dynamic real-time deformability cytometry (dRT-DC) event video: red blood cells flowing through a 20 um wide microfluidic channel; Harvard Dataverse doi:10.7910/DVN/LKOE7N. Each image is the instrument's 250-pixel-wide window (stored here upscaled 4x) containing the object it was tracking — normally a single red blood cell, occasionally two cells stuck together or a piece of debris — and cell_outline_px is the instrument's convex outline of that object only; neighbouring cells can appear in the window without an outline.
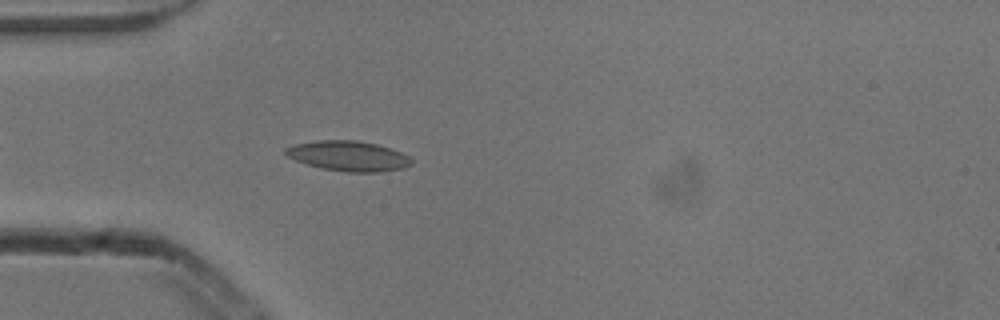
{"species": "common noctule bat (a hibernating species)", "species_latin": "Nyctalus noctula", "temperature_condition": "cold", "stored_images_in_passage": 4, "camera_frame_rate_fps": 3000, "um_per_image_px": 0.085, "animal": {"sex": "male", "body_mass_g": 13.3}, "frame": {"image": 1, "passage_image": 4, "time_ms": 1.0, "image_size_px": [1000, 320], "cell_outline_px": [[412, 164], [404, 168], [380, 172], [344, 172], [320, 168], [296, 160], [288, 156], [284, 152], [284, 148], [292, 144], [316, 140], [356, 140], [376, 144], [400, 152], [408, 156], [412, 160]], "centroid_in_image_um": [29.58, 13.26], "position_along_channel_um": 55.4, "area_um2": 22.14}}